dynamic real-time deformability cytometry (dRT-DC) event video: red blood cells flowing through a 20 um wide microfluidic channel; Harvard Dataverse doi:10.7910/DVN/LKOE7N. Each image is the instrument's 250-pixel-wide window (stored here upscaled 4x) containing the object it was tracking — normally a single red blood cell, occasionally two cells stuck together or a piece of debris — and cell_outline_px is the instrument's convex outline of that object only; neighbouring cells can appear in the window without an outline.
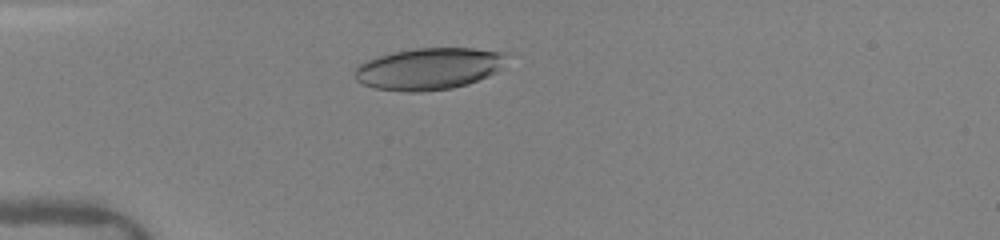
{"species": "human", "species_latin": "Homo sapiens", "temperature_condition": "warm", "stored_images_in_passage": 8, "camera_frame_rate_fps": 3000, "um_per_image_px": 0.085, "donor": {"sex": "female"}, "frame": {"image": 1, "passage_image": 3, "time_ms": 0.667, "image_size_px": [1000, 240], "cell_outline_px": [[508, 52], [496, 72], [488, 76], [468, 84], [452, 88], [420, 92], [408, 92], [376, 88], [364, 84], [356, 80], [356, 68], [360, 64], [368, 60], [392, 52], [416, 48], [472, 48]], "centroid_in_image_um": [36.46, 5.84], "position_along_channel_um": 48.5, "area_um2": 36.65}}